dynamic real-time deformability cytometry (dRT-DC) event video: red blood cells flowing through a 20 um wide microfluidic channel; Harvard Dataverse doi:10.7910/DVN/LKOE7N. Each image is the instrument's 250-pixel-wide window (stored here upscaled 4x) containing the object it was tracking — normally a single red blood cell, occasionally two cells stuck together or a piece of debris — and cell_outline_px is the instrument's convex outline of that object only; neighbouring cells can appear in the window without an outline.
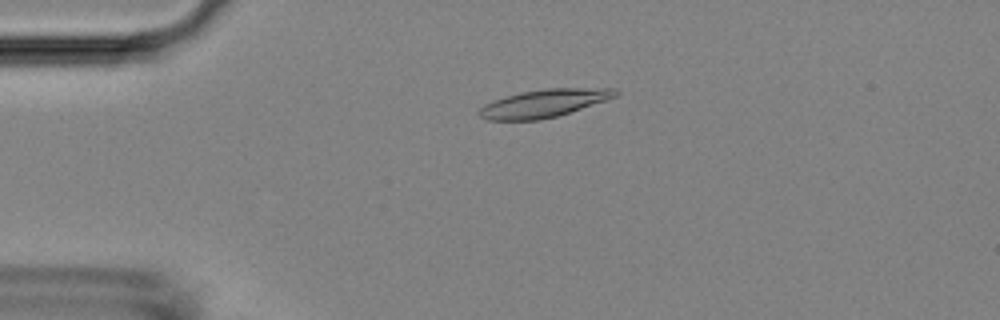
{"species": "Egyptian fruit bat (a non-hibernating species)", "species_latin": "Rousettus aegyptiacus", "temperature_condition": "room temperature", "stored_images_in_passage": 52, "camera_frame_rate_fps": 3000, "um_per_image_px": 0.085, "animal": {"sex": "female"}, "frame": {"image": 1, "passage_image": 12, "time_ms": 3.667, "image_size_px": [1000, 320], "cell_outline_px": [[620, 92], [616, 96], [556, 116], [540, 120], [488, 120], [480, 116], [476, 112], [484, 104], [492, 100], [520, 92], [544, 88], [616, 88]], "centroid_in_image_um": [46.17, 8.77], "position_along_channel_um": 38.8, "area_um2": 21.96}}
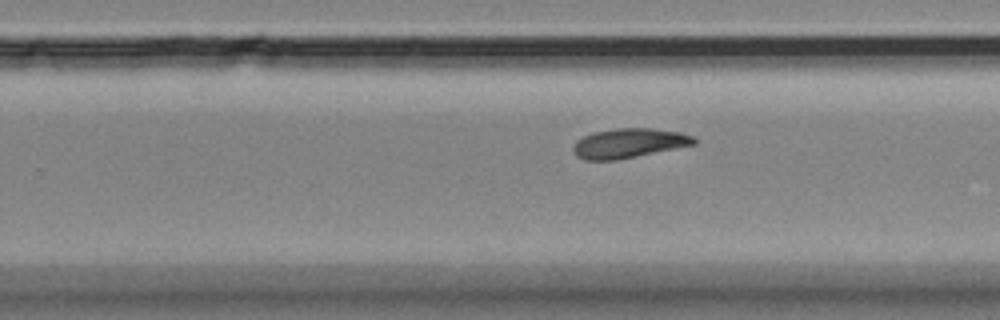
{"frame": {"image": 2, "passage_image": 33, "time_ms": 10.667, "image_size_px": [1000, 320], "cell_outline_px": [[700, 140], [696, 144], [616, 160], [584, 160], [576, 156], [572, 148], [576, 140], [592, 132], [616, 128], [652, 128], [680, 132], [692, 136]], "centroid_in_image_um": [53.45, 12.16], "position_along_channel_um": 276.4, "area_um2": 20.87}}
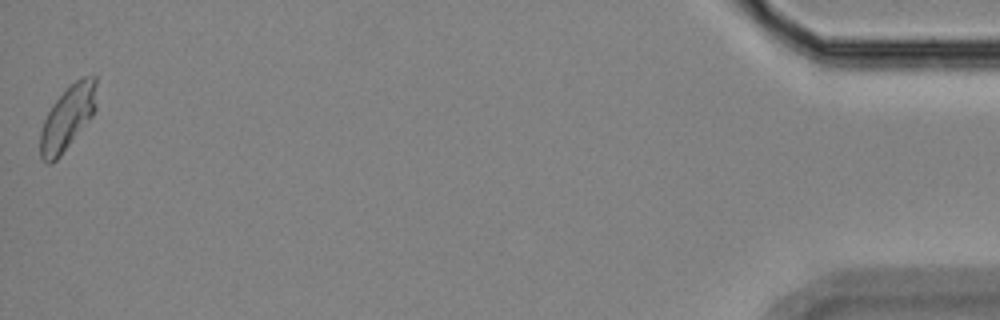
{"frame": {"image": 3, "passage_image": 52, "time_ms": 17.0, "image_size_px": [1000, 320], "cell_outline_px": [[96, 108], [92, 116], [60, 156], [52, 164], [48, 164], [40, 160], [40, 132], [44, 120], [52, 104], [76, 80], [84, 76], [96, 76]], "centroid_in_image_um": [5.73, 10.04], "position_along_channel_um": 429.5, "area_um2": 20.87}, "authors_computed_cell_mechanics": {"area_um2": 20.9236, "velocity_mm_per_s": 3.8307, "shape_relaxation_time_tau1_ms": 6.2679, "shape_relaxation_time_tau2_ms": null, "deformation_change_tau1": 0.1519, "deformation_change_tau2": null}}